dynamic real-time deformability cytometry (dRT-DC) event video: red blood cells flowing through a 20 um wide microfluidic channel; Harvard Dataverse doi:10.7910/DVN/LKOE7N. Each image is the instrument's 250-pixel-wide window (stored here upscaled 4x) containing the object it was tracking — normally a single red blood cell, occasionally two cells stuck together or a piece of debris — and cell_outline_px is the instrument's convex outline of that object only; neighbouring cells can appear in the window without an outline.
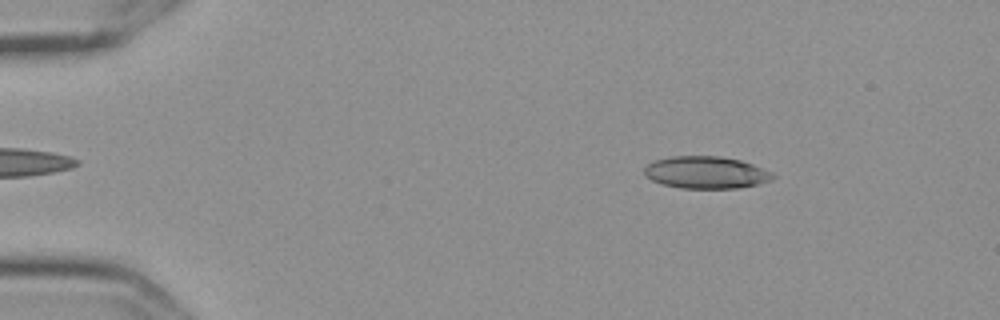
{"species": "Egyptian fruit bat (a non-hibernating species)", "species_latin": "Rousettus aegyptiacus", "temperature_condition": "cold", "stored_images_in_passage": 56, "camera_frame_rate_fps": 3000, "um_per_image_px": 0.085, "frame": {"image": 1, "passage_image": 8, "time_ms": 2.333, "image_size_px": [1000, 320], "cell_outline_px": [[776, 176], [772, 180], [756, 184], [736, 188], [680, 188], [664, 184], [652, 180], [644, 176], [644, 168], [652, 160], [672, 156], [720, 156], [740, 160], [752, 164], [772, 172]], "centroid_in_image_um": [59.99, 14.65], "position_along_channel_um": 25.0, "area_um2": 24.1}}
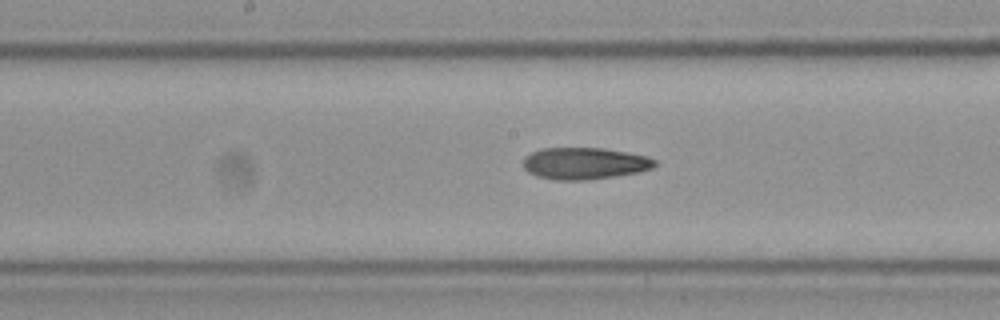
{"frame": {"image": 2, "passage_image": 29, "time_ms": 9.333, "image_size_px": [1000, 320], "cell_outline_px": [[656, 164], [652, 168], [636, 172], [588, 180], [556, 180], [536, 176], [528, 172], [524, 168], [524, 156], [532, 152], [544, 148], [604, 148], [644, 156], [656, 160]], "centroid_in_image_um": [49.63, 13.89], "position_along_channel_um": 198.6, "area_um2": 24.1}}
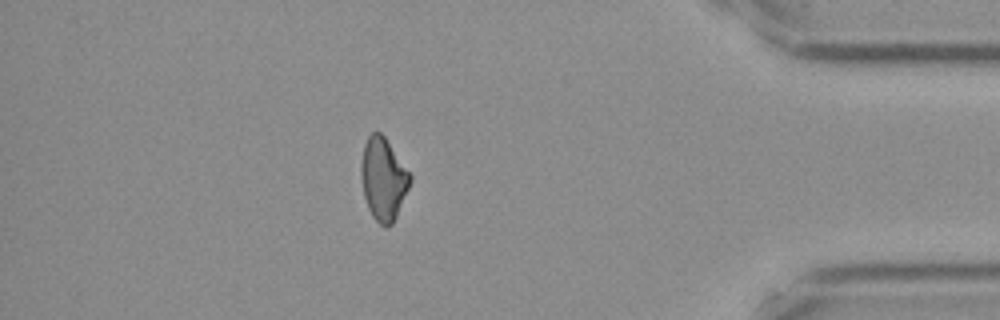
{"frame": {"image": 3, "passage_image": 49, "time_ms": 16.0, "image_size_px": [1000, 320], "cell_outline_px": [[412, 180], [396, 216], [392, 224], [384, 228], [372, 216], [368, 208], [364, 196], [360, 176], [360, 164], [364, 144], [368, 136], [372, 132], [380, 132], [384, 136], [412, 176]], "centroid_in_image_um": [32.56, 15.21], "position_along_channel_um": 402.6, "area_um2": 23.47}, "authors_computed_cell_mechanics": {"area_um2": 24.0448, "velocity_mm_per_s": 3.6176, "shape_relaxation_time_tau1_ms": null, "shape_relaxation_time_tau2_ms": 11.1403, "deformation_change_tau1": null, "deformation_change_tau2": 0.247}}